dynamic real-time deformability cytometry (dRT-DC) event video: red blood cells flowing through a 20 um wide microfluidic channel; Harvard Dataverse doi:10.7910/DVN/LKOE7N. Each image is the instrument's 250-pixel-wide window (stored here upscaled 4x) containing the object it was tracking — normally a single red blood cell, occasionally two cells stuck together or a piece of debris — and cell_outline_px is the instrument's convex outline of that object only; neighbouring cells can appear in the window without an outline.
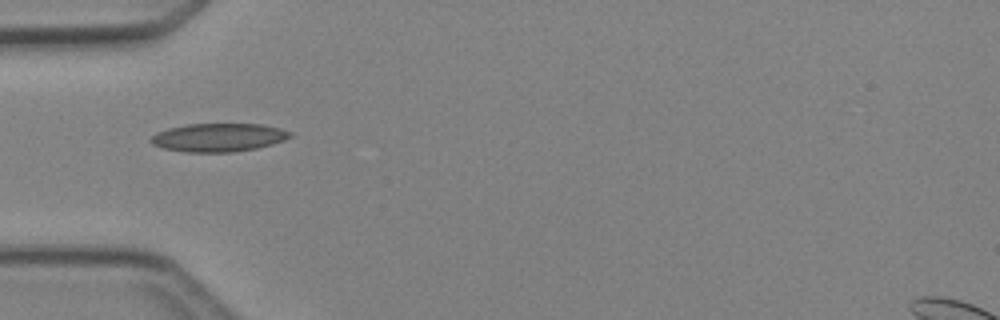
{"species": "Egyptian fruit bat (a non-hibernating species)", "species_latin": "Rousettus aegyptiacus", "temperature_condition": "cold", "stored_images_in_passage": 7, "camera_frame_rate_fps": 3000, "um_per_image_px": 0.085, "animal": {"sex": "female"}, "frame": {"image": 1, "passage_image": 6, "time_ms": 6.667, "image_size_px": [1000, 320], "cell_outline_px": [[292, 136], [284, 140], [272, 144], [256, 148], [232, 152], [184, 152], [164, 148], [152, 144], [148, 140], [156, 132], [168, 128], [188, 124], [264, 124], [280, 128], [292, 132]], "centroid_in_image_um": [18.57, 11.68], "position_along_channel_um": 66.4, "area_um2": 23.06}}
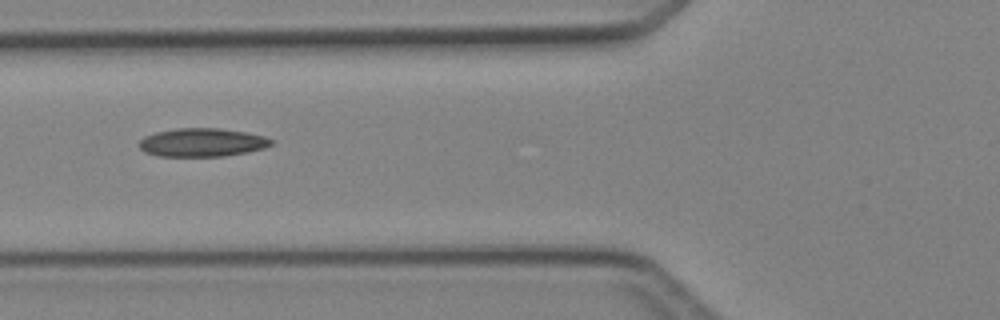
{"frame": {"image": 2, "passage_image": 7, "time_ms": 7.667, "image_size_px": [1000, 320], "cell_outline_px": [[276, 140], [272, 144], [264, 148], [224, 156], [156, 156], [144, 152], [136, 144], [144, 136], [156, 132], [176, 128], [220, 128], [244, 132], [264, 136]], "centroid_in_image_um": [17.14, 12.1], "position_along_channel_um": 108.7, "area_um2": 21.96}}